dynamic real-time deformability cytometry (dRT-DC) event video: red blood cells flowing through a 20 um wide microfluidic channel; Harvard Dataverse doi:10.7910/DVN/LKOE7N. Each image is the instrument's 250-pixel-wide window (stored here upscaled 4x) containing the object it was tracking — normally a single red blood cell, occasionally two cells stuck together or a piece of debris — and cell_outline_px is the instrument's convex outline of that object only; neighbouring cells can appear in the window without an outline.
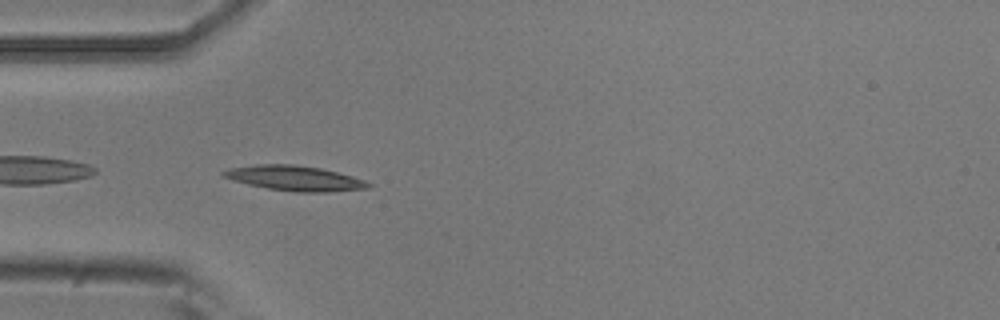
{"species": "common noctule bat (a hibernating species)", "species_latin": "Nyctalus noctula", "temperature_condition": "room temperature", "stored_images_in_passage": 5, "camera_frame_rate_fps": 3000, "um_per_image_px": 0.085, "animal": {"sex": "male", "body_mass_g": 20.5, "forearm_length_mm": 52.5}, "frame": {"image": 1, "passage_image": 5, "time_ms": 1.333, "image_size_px": [1000, 320], "cell_outline_px": [[372, 184], [368, 188], [328, 192], [296, 192], [268, 188], [248, 184], [232, 180], [220, 176], [220, 172], [232, 168], [256, 164], [292, 164], [320, 168], [352, 176], [364, 180]], "centroid_in_image_um": [25.02, 15.15], "position_along_channel_um": 60.0, "area_um2": 20.98}}